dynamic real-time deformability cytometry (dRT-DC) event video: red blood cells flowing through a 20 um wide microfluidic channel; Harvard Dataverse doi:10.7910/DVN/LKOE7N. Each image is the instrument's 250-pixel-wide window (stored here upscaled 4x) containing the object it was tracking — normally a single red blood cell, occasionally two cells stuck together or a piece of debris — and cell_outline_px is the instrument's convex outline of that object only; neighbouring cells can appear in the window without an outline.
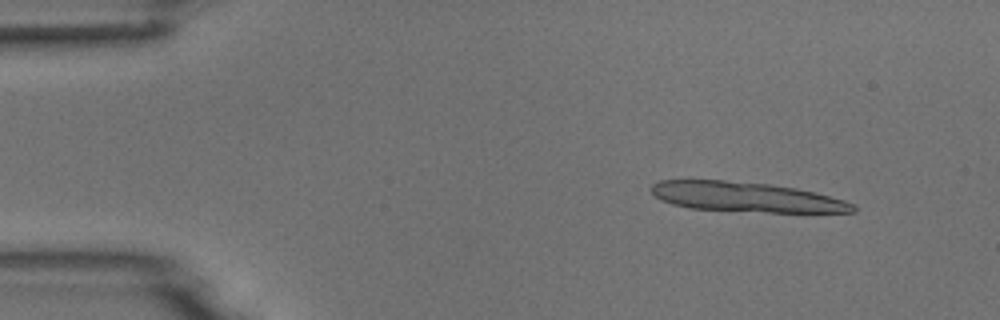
{"species": "common noctule bat (a hibernating species)", "species_latin": "Nyctalus noctula", "temperature_condition": "room temperature", "stored_images_in_passage": 4, "camera_frame_rate_fps": 3000, "um_per_image_px": 0.085, "animal": {"sex": "male", "body_mass_g": 18.8}, "frame": {"image": 1, "passage_image": 2, "time_ms": 1.0, "image_size_px": [1000, 320], "cell_outline_px": [[856, 212], [768, 212], [688, 208], [672, 204], [660, 200], [648, 188], [652, 184], [660, 180], [724, 180], [768, 184], [796, 188], [844, 200], [856, 204]], "centroid_in_image_um": [63.38, 16.74], "position_along_channel_um": 21.6, "area_um2": 34.91}}
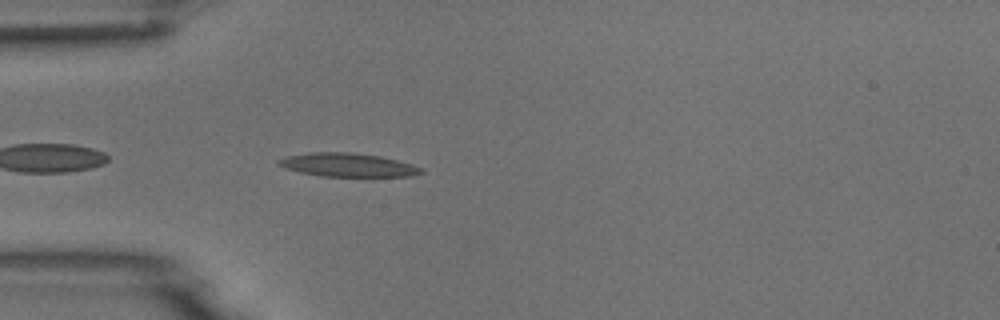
{"frame": {"image": 2, "passage_image": 4, "time_ms": 4.333, "image_size_px": [1000, 320], "cell_outline_px": [[424, 172], [412, 176], [320, 176], [300, 172], [284, 168], [276, 164], [276, 160], [288, 156], [308, 152], [352, 152], [380, 156], [412, 164], [424, 168]], "centroid_in_image_um": [29.54, 14.01], "position_along_channel_um": 55.5, "area_um2": 19.65}}